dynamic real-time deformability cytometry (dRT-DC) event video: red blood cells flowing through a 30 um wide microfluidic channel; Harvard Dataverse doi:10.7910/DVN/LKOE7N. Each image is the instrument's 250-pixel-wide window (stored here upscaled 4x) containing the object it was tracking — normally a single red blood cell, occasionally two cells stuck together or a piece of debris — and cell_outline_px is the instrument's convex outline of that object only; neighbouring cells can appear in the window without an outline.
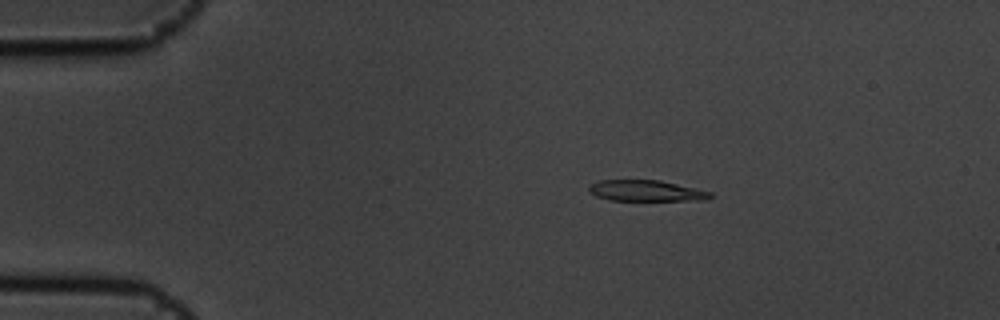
{"species": "common noctule bat (a hibernating species)", "species_latin": "Nyctalus noctula", "temperature_condition": "cold", "stored_images_in_passage": 4, "camera_frame_rate_fps": 3000, "um_per_image_px": 0.085, "animal": {"sex": "male", "body_mass_g": 19.5, "forearm_length_mm": 54.6}, "frame": {"image": 1, "passage_image": 2, "time_ms": 0.333, "image_size_px": [1000, 320], "cell_outline_px": [[712, 196], [704, 200], [608, 200], [596, 196], [588, 192], [588, 184], [600, 180], [660, 180], [712, 192]], "centroid_in_image_um": [54.86, 16.21], "position_along_channel_um": 30.1, "area_um2": 14.85}}